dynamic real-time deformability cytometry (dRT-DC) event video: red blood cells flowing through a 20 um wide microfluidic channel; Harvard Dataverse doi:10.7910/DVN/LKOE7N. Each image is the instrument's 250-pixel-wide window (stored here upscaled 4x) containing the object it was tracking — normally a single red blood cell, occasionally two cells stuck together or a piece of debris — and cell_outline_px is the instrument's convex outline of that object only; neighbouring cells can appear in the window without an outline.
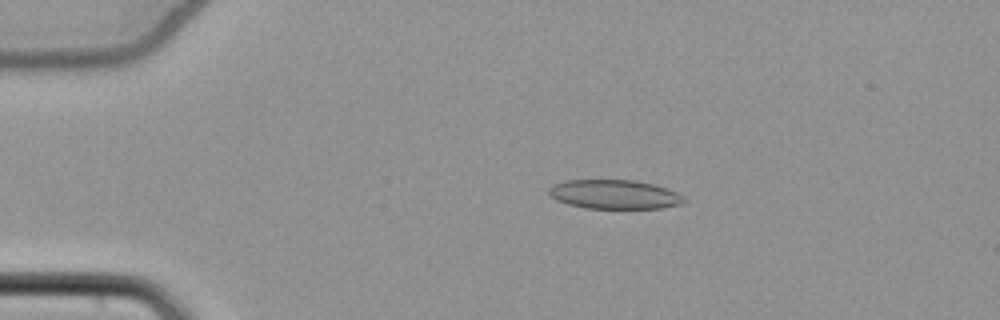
{"species": "common noctule bat (a hibernating species)", "species_latin": "Nyctalus noctula", "temperature_condition": "cold", "stored_images_in_passage": 55, "camera_frame_rate_fps": 3000, "um_per_image_px": 0.085, "animal": {"sex": "female", "body_mass_g": 22.7, "forearm_length_mm": 54.2}, "frame": {"image": 1, "passage_image": 12, "time_ms": 3.667, "image_size_px": [1000, 320], "cell_outline_px": [[688, 200], [680, 204], [660, 208], [584, 208], [568, 204], [556, 200], [548, 192], [548, 188], [552, 184], [564, 180], [636, 180], [668, 188], [684, 196]], "centroid_in_image_um": [52.22, 16.51], "position_along_channel_um": 32.8, "area_um2": 23.06}}
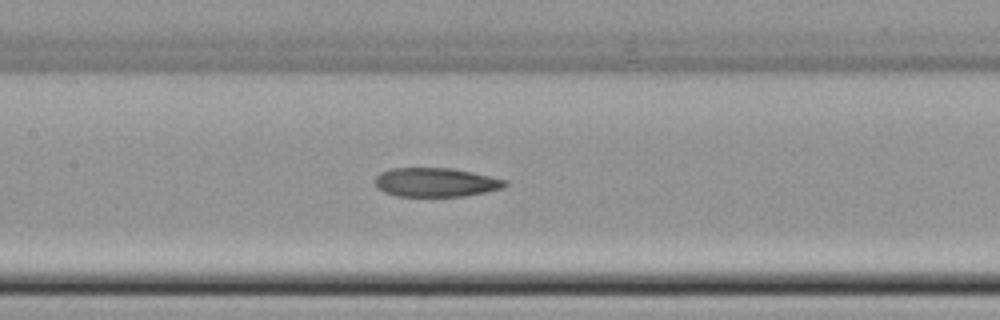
{"frame": {"image": 2, "passage_image": 27, "time_ms": 8.667, "image_size_px": [1000, 320], "cell_outline_px": [[508, 184], [504, 188], [464, 196], [396, 196], [384, 192], [376, 188], [376, 176], [380, 172], [392, 168], [452, 168], [472, 172], [508, 180]], "centroid_in_image_um": [37.05, 15.49], "position_along_channel_um": 170.4, "area_um2": 22.02}}
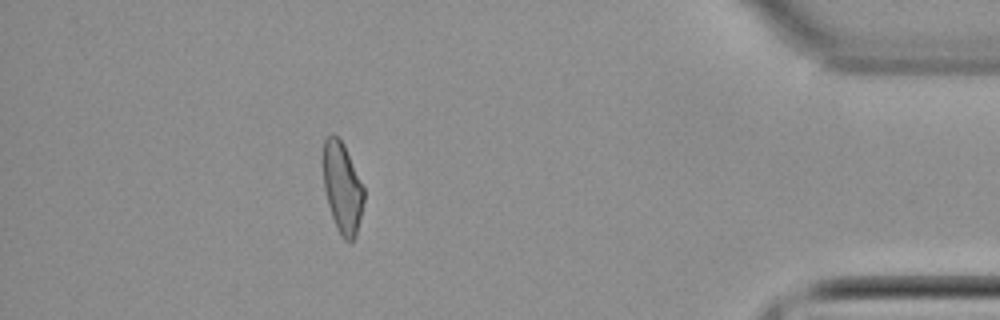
{"frame": {"image": 3, "passage_image": 49, "time_ms": 16.0, "image_size_px": [1000, 320], "cell_outline_px": [[364, 200], [356, 232], [352, 244], [348, 244], [340, 236], [336, 228], [328, 204], [324, 188], [320, 160], [324, 140], [332, 132], [344, 144], [364, 188]], "centroid_in_image_um": [29.05, 15.93], "position_along_channel_um": 406.2, "area_um2": 22.02}, "authors_computed_cell_mechanics": {"area_um2": 23.0622, "velocity_mm_per_s": 3.8629, "shape_relaxation_time_tau1_ms": null, "shape_relaxation_time_tau2_ms": 10.8573, "deformation_change_tau1": null, "deformation_change_tau2": 0.1979}}